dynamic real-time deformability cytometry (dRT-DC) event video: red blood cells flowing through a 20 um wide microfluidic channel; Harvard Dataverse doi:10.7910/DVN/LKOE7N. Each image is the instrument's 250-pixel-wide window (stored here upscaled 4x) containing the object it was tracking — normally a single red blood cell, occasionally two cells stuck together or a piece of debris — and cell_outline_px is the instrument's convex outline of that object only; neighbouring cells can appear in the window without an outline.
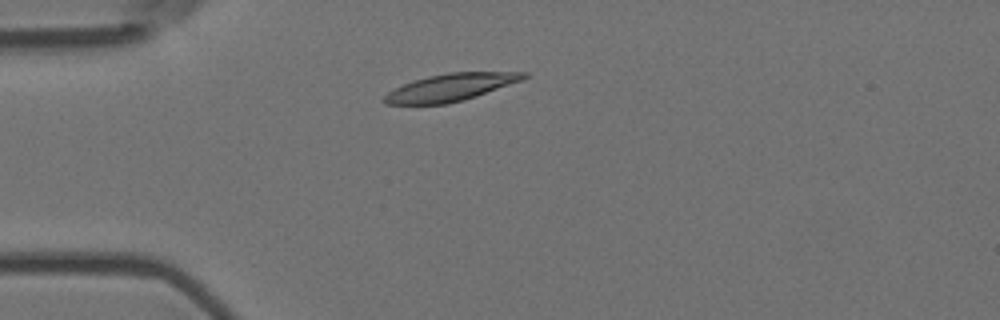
{"species": "Egyptian fruit bat (a non-hibernating species)", "species_latin": "Rousettus aegyptiacus", "temperature_condition": "room temperature", "stored_images_in_passage": 5, "camera_frame_rate_fps": 3000, "um_per_image_px": 0.085, "animal": {"sex": "female"}, "frame": {"image": 1, "passage_image": 2, "time_ms": 0.333, "image_size_px": [1000, 320], "cell_outline_px": [[528, 76], [524, 80], [464, 100], [448, 104], [384, 104], [380, 100], [388, 92], [404, 84], [428, 76], [448, 72], [528, 72]], "centroid_in_image_um": [38.32, 7.43], "position_along_channel_um": 46.7, "area_um2": 22.2}}
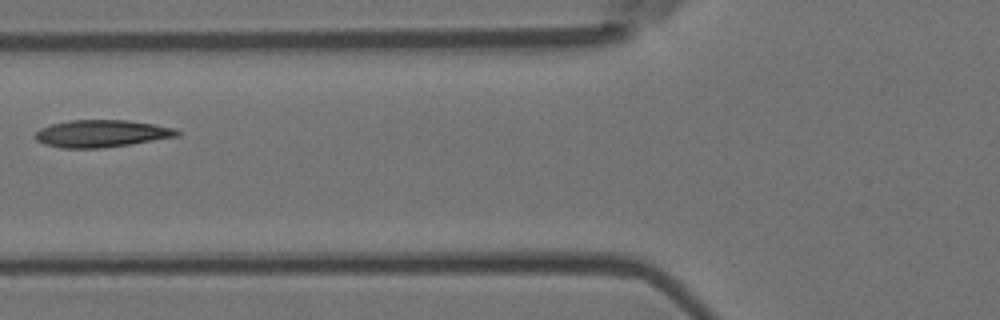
{"frame": {"image": 2, "passage_image": 4, "time_ms": 1.0, "image_size_px": [1000, 320], "cell_outline_px": [[180, 136], [132, 144], [100, 148], [60, 148], [44, 144], [36, 140], [32, 136], [40, 128], [52, 124], [72, 120], [128, 120], [176, 128], [180, 132]], "centroid_in_image_um": [8.63, 11.36], "position_along_channel_um": 117.2, "area_um2": 22.66}}
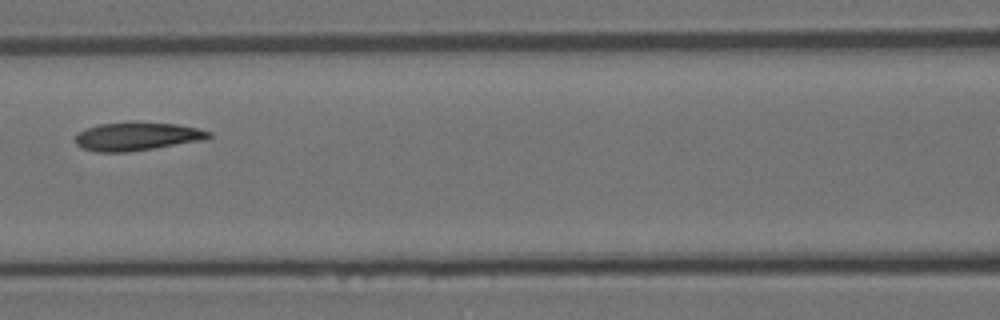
{"frame": {"image": 3, "passage_image": 5, "time_ms": 1.333, "image_size_px": [1000, 320], "cell_outline_px": [[212, 136], [204, 140], [128, 152], [96, 152], [80, 148], [76, 144], [76, 136], [80, 132], [88, 128], [100, 124], [132, 120], [136, 120], [176, 124], [196, 128], [212, 132]], "centroid_in_image_um": [11.65, 11.57], "position_along_channel_um": 155.0, "area_um2": 22.37}}